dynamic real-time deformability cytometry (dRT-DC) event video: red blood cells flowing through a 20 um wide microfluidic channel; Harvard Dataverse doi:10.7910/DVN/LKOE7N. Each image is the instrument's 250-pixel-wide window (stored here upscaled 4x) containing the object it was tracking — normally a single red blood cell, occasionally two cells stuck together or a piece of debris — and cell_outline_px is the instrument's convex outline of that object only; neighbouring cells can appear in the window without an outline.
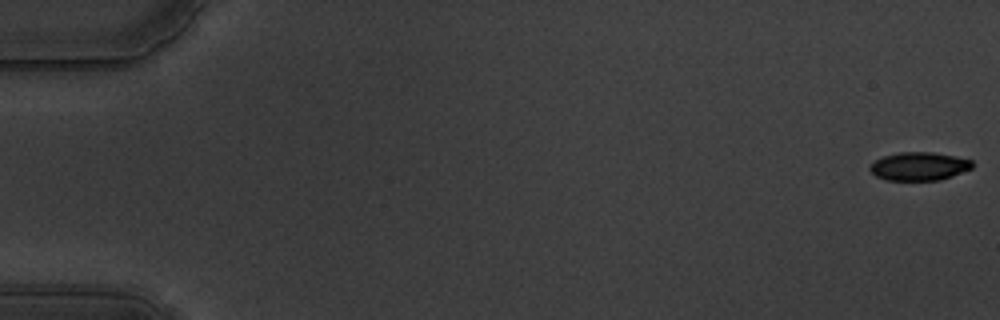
{"species": "common noctule bat (a hibernating species)", "species_latin": "Nyctalus noctula", "temperature_condition": "warm", "stored_images_in_passage": 59, "camera_frame_rate_fps": 3000, "um_per_image_px": 0.085, "animal": {"sex": "male", "body_mass_g": 19.5, "forearm_length_mm": 54.6}, "frame": {"image": 1, "passage_image": 1, "time_ms": 0.0, "image_size_px": [1000, 320], "cell_outline_px": [[972, 168], [952, 176], [940, 180], [884, 180], [876, 176], [868, 168], [876, 160], [884, 156], [900, 152], [932, 152], [956, 156], [972, 160]], "centroid_in_image_um": [78.13, 14.13], "position_along_channel_um": 6.9, "area_um2": 16.82}}
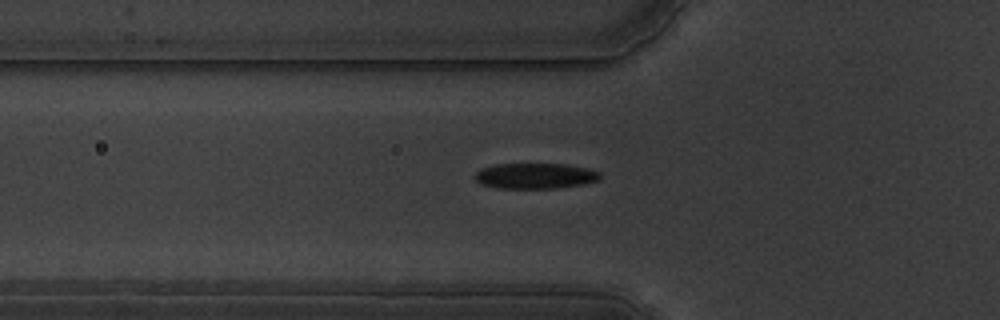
{"frame": {"image": 2, "passage_image": 21, "time_ms": 6.667, "image_size_px": [1000, 320], "cell_outline_px": [[600, 180], [584, 184], [556, 188], [500, 188], [480, 184], [476, 180], [476, 172], [480, 168], [496, 164], [568, 164], [588, 168], [600, 172]], "centroid_in_image_um": [45.52, 14.94], "position_along_channel_um": 80.3, "area_um2": 18.73}}
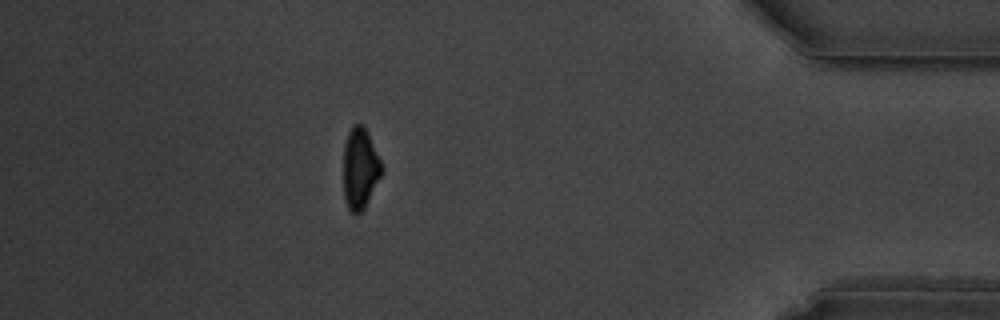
{"frame": {"image": 3, "passage_image": 52, "time_ms": 17.0, "image_size_px": [1000, 320], "cell_outline_px": [[384, 172], [364, 208], [360, 212], [352, 212], [348, 208], [344, 200], [344, 144], [348, 132], [352, 124], [364, 124], [368, 132], [384, 168]], "centroid_in_image_um": [30.62, 14.28], "position_along_channel_um": 404.6, "area_um2": 18.26}, "authors_computed_cell_mechanics": {"area_um2": 18.8428, "velocity_mm_per_s": 3.5389, "shape_relaxation_time_tau1_ms": 3.411, "shape_relaxation_time_tau2_ms": 2.8876, "deformation_change_tau1": 0.1391, "deformation_change_tau2": 0.0901}}